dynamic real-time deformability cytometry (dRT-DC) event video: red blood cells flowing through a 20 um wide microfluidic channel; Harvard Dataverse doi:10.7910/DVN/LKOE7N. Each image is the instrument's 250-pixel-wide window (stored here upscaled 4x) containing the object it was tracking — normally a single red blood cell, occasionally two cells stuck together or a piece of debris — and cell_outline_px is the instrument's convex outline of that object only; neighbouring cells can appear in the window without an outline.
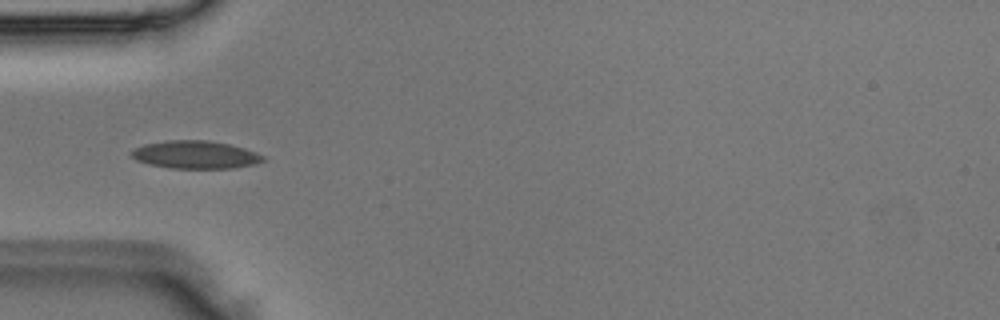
{"species": "Egyptian fruit bat (a non-hibernating species)", "species_latin": "Rousettus aegyptiacus", "temperature_condition": "room temperature", "stored_images_in_passage": 2, "camera_frame_rate_fps": 3000, "um_per_image_px": 0.085, "animal": {"sex": "male"}, "frame": {"image": 1, "passage_image": 2, "time_ms": 0.333, "image_size_px": [1000, 320], "cell_outline_px": [[264, 160], [256, 164], [232, 168], [168, 168], [148, 164], [136, 160], [128, 152], [132, 148], [144, 144], [164, 140], [208, 140], [228, 144], [244, 148], [256, 152], [264, 156]], "centroid_in_image_um": [16.55, 13.14], "position_along_channel_um": 68.4, "area_um2": 21.56}}